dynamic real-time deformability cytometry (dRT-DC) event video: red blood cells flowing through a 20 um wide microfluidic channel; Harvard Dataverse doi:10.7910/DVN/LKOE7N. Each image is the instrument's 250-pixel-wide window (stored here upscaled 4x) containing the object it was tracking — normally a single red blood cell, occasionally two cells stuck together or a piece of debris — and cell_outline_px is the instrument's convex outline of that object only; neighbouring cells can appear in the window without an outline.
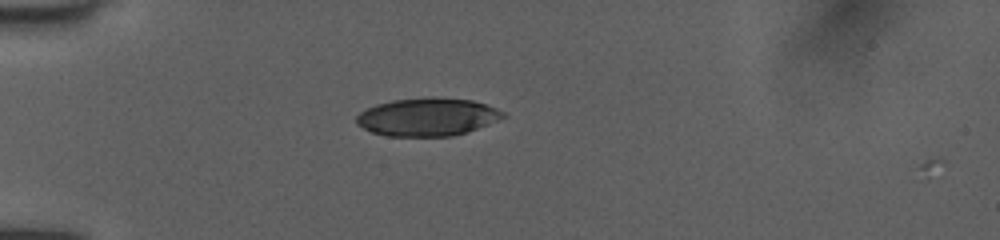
{"species": "human", "species_latin": "Homo sapiens", "temperature_condition": "room temperature", "stored_images_in_passage": 3, "camera_frame_rate_fps": 3000, "um_per_image_px": 0.085, "donor": {"sex": "female"}, "frame": {"image": 1, "passage_image": 2, "time_ms": 0.333, "image_size_px": [1000, 240], "cell_outline_px": [[508, 116], [468, 132], [452, 136], [388, 136], [372, 132], [356, 124], [356, 116], [360, 112], [376, 104], [392, 100], [472, 100], [496, 108], [504, 112]], "centroid_in_image_um": [36.33, 9.99], "position_along_channel_um": 48.7, "area_um2": 31.44}}